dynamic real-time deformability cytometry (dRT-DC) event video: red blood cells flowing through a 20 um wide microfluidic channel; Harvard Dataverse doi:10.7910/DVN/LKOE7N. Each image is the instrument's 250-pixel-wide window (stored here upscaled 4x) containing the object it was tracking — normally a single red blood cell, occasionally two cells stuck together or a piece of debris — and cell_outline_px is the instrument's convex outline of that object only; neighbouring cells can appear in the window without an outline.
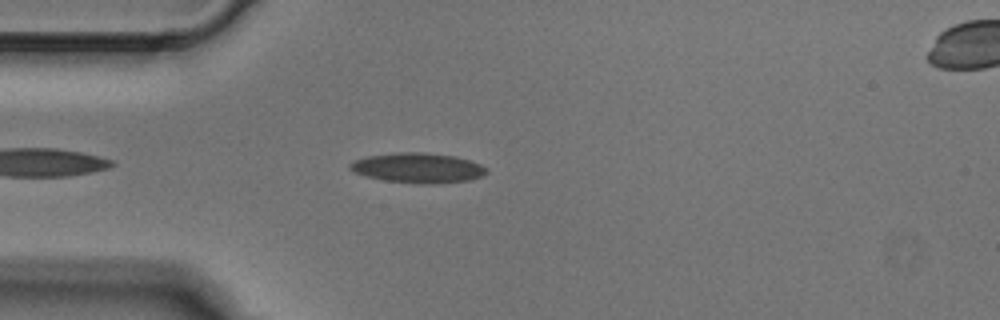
{"species": "Egyptian fruit bat (a non-hibernating species)", "species_latin": "Rousettus aegyptiacus", "temperature_condition": "cold", "stored_images_in_passage": 4, "segment_of_instrument_passage": [1, 2], "camera_frame_rate_fps": 3000, "um_per_image_px": 0.085, "animal": {"sex": "male"}, "frame": {"image": 1, "passage_image": 3, "time_ms": 0.667, "image_size_px": [1000, 320], "cell_outline_px": [[488, 172], [484, 176], [468, 180], [432, 184], [420, 184], [384, 180], [364, 176], [352, 172], [348, 168], [348, 164], [356, 160], [368, 156], [400, 152], [424, 152], [456, 156], [480, 164], [488, 168]], "centroid_in_image_um": [35.52, 14.27], "position_along_channel_um": 49.5, "area_um2": 23.99}}